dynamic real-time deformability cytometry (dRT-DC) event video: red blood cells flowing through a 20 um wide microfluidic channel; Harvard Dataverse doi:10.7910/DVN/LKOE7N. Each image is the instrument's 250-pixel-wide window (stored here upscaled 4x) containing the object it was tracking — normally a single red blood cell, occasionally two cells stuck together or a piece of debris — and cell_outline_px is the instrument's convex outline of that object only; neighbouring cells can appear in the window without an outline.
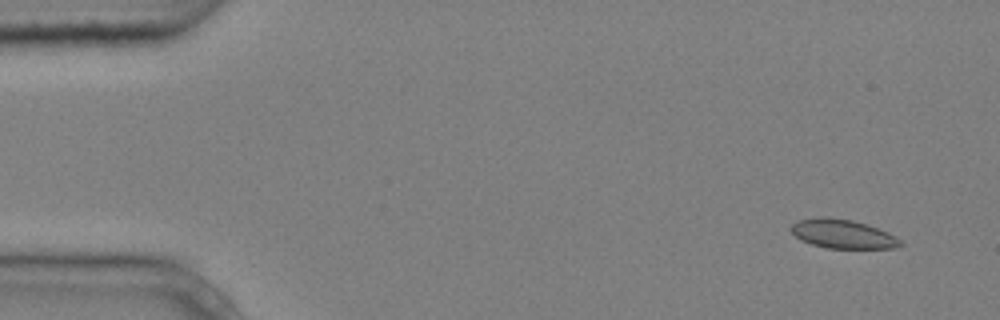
{"species": "common noctule bat (a hibernating species)", "species_latin": "Nyctalus noctula", "temperature_condition": "cold", "stored_images_in_passage": 5, "camera_frame_rate_fps": 3000, "um_per_image_px": 0.085, "animal": {"sex": "male", "body_mass_g": 20.4}, "frame": {"image": 1, "passage_image": 1, "time_ms": 0.0, "image_size_px": [1000, 320], "cell_outline_px": [[904, 244], [896, 248], [828, 248], [812, 244], [800, 240], [788, 228], [792, 224], [800, 220], [828, 216], [852, 220], [868, 224], [888, 232], [896, 236]], "centroid_in_image_um": [71.65, 19.88], "position_along_channel_um": 13.3, "area_um2": 18.5}}
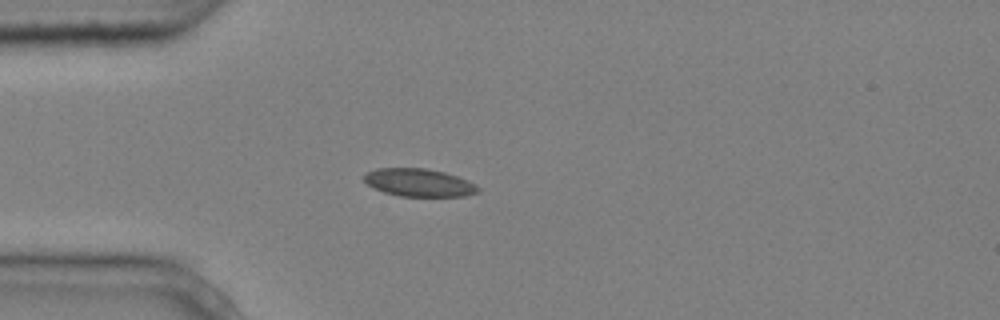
{"frame": {"image": 2, "passage_image": 4, "time_ms": 1.0, "image_size_px": [1000, 320], "cell_outline_px": [[480, 192], [464, 196], [400, 196], [384, 192], [368, 184], [364, 180], [364, 172], [376, 168], [424, 168], [444, 172], [468, 180], [480, 188]], "centroid_in_image_um": [35.61, 15.51], "position_along_channel_um": 49.4, "area_um2": 18.44}}